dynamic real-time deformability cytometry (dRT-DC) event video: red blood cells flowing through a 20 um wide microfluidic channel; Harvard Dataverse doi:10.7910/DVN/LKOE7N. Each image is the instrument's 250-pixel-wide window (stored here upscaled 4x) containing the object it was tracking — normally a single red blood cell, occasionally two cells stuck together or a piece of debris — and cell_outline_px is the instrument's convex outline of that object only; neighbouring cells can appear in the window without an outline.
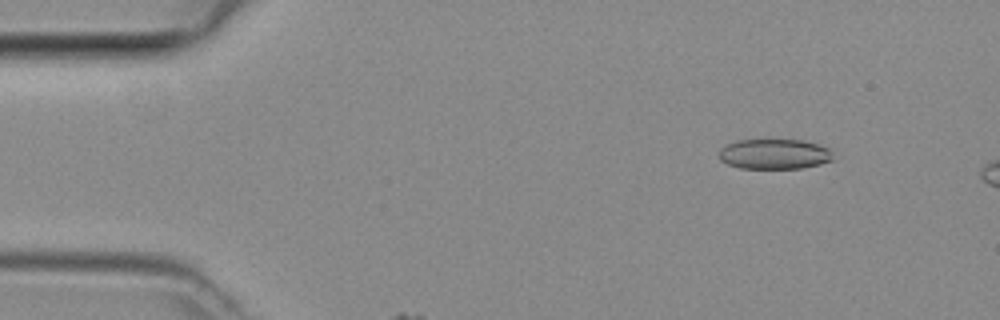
{"species": "common noctule bat (a hibernating species)", "species_latin": "Nyctalus noctula", "temperature_condition": "room temperature", "stored_images_in_passage": 6, "camera_frame_rate_fps": 3000, "um_per_image_px": 0.085, "animal": {"sex": "female", "body_mass_g": 29.2, "forearm_length_mm": 56.3}, "frame": {"image": 1, "passage_image": 2, "time_ms": 0.333, "image_size_px": [1000, 320], "cell_outline_px": [[832, 160], [820, 164], [800, 168], [740, 168], [728, 164], [720, 160], [720, 148], [736, 140], [804, 140], [820, 144], [828, 148]], "centroid_in_image_um": [65.81, 13.09], "position_along_channel_um": 19.2, "area_um2": 19.88}}
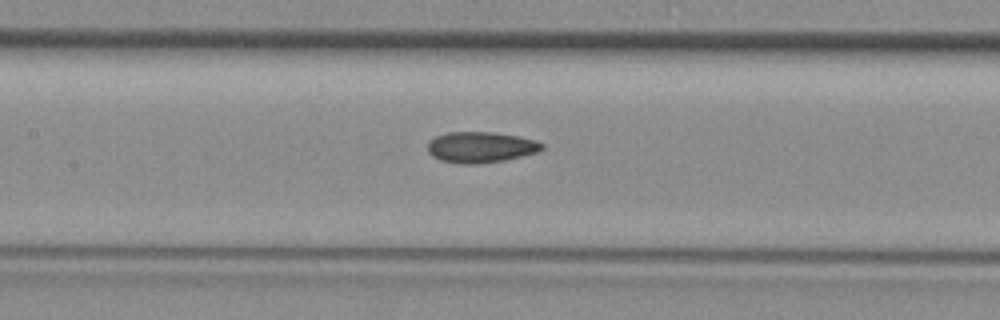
{"frame": {"image": 2, "passage_image": 6, "time_ms": 1.667, "image_size_px": [1000, 320], "cell_outline_px": [[544, 148], [536, 152], [504, 160], [480, 164], [460, 164], [440, 160], [432, 156], [428, 152], [428, 140], [436, 136], [448, 132], [492, 132], [520, 136], [536, 140], [544, 144]], "centroid_in_image_um": [40.84, 12.51], "position_along_channel_um": 166.6, "area_um2": 20.69}}